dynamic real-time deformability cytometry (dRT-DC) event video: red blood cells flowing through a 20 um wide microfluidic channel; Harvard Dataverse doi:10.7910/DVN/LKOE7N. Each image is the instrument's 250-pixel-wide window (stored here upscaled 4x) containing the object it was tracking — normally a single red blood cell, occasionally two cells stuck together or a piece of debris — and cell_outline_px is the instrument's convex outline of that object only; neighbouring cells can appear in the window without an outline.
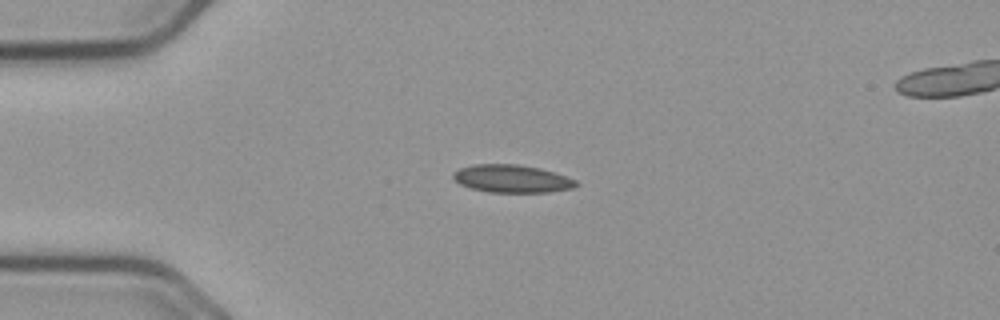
{"species": "common noctule bat (a hibernating species)", "species_latin": "Nyctalus noctula", "temperature_condition": "cold", "stored_images_in_passage": 44, "segment_of_instrument_passage": [1, 2], "camera_frame_rate_fps": 3000, "um_per_image_px": 0.085, "animal": {"sex": "male", "body_mass_g": 23.1, "forearm_length_mm": 52.7}, "frame": {"image": 1, "passage_image": 1, "time_ms": 0.0, "image_size_px": [1000, 320], "cell_outline_px": [[580, 184], [572, 188], [548, 192], [492, 192], [472, 188], [460, 184], [452, 176], [452, 172], [460, 168], [476, 164], [516, 164], [540, 168], [556, 172], [576, 180]], "centroid_in_image_um": [43.54, 15.18], "position_along_channel_um": 41.5, "area_um2": 19.83}}
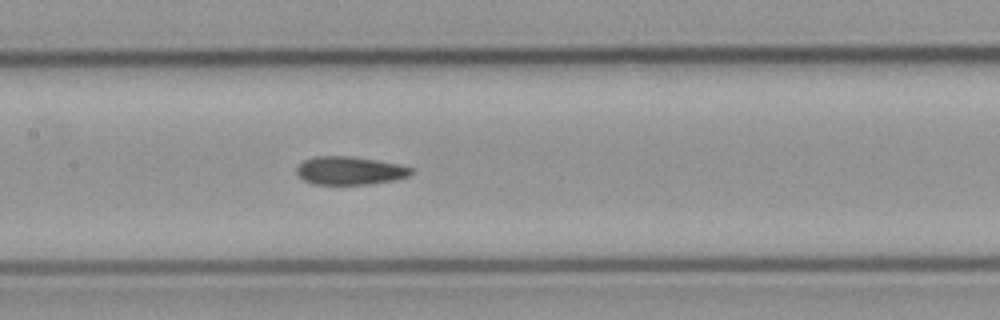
{"frame": {"image": 2, "passage_image": 14, "time_ms": 4.333, "image_size_px": [1000, 320], "cell_outline_px": [[416, 172], [408, 176], [396, 180], [372, 184], [312, 184], [304, 180], [296, 172], [296, 168], [304, 160], [316, 156], [348, 156], [376, 160], [400, 164], [412, 168]], "centroid_in_image_um": [29.78, 14.51], "position_along_channel_um": 177.6, "area_um2": 18.9}}
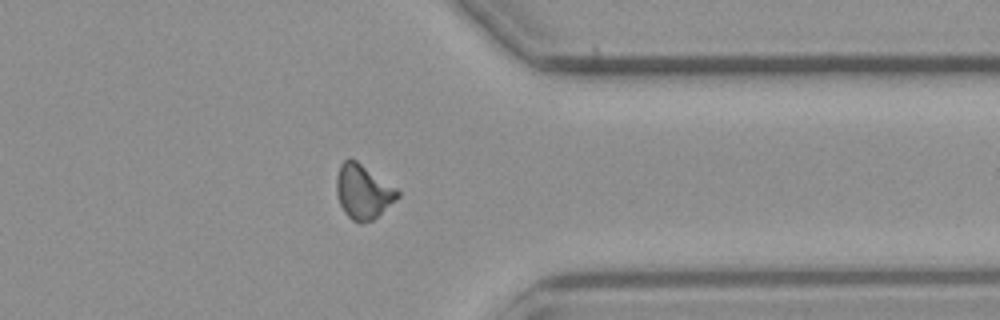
{"frame": {"image": 3, "passage_image": 31, "time_ms": 10.0, "image_size_px": [1000, 320], "cell_outline_px": [[400, 196], [372, 220], [360, 224], [352, 220], [344, 212], [340, 204], [336, 192], [336, 176], [340, 164], [344, 160], [356, 160], [396, 188], [400, 192]], "centroid_in_image_um": [30.84, 16.3], "position_along_channel_um": 380.6, "area_um2": 19.13}}